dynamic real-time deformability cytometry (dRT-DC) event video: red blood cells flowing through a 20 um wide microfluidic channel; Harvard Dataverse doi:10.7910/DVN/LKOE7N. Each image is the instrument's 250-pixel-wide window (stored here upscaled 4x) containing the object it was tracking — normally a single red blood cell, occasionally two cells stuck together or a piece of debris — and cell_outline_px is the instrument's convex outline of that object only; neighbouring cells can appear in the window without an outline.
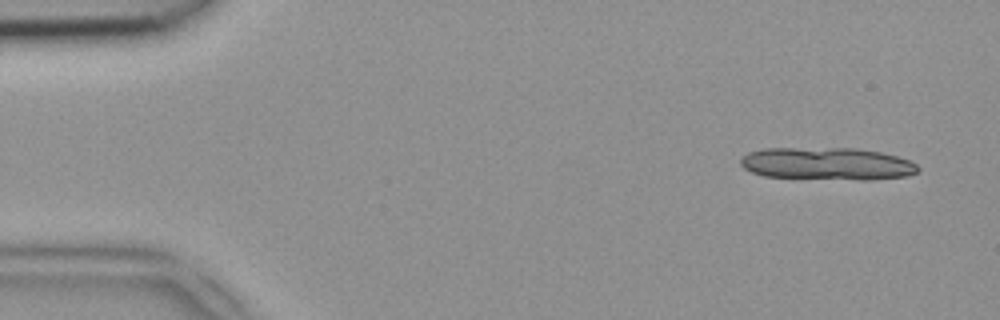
{"species": "common noctule bat (a hibernating species)", "species_latin": "Nyctalus noctula", "temperature_condition": "room temperature", "stored_images_in_passage": 12, "camera_frame_rate_fps": 3000, "um_per_image_px": 0.085, "animal": {"sex": "female", "body_mass_g": 18.4}, "frame": {"image": 1, "passage_image": 3, "time_ms": 0.667, "image_size_px": [1000, 320], "cell_outline_px": [[920, 168], [916, 172], [908, 176], [872, 180], [860, 180], [764, 176], [752, 172], [744, 168], [740, 164], [740, 160], [748, 152], [764, 148], [860, 148], [880, 152], [896, 156], [908, 160], [916, 164]], "centroid_in_image_um": [70.32, 13.91], "position_along_channel_um": 14.7, "area_um2": 33.7}}